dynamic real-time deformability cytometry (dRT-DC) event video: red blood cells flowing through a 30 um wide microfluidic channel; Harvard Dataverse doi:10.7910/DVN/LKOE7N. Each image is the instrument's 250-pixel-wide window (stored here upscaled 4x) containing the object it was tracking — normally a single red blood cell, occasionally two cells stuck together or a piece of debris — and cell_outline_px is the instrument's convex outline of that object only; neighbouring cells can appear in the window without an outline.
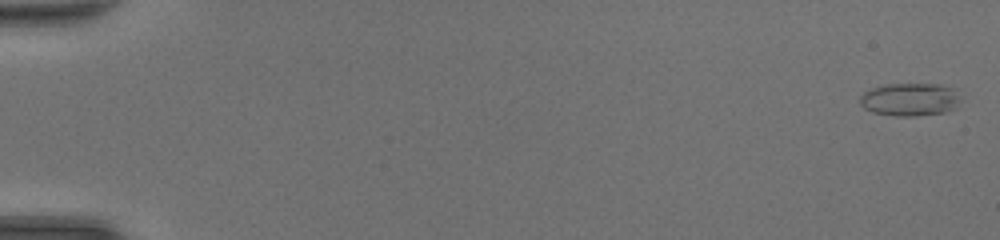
{"species": "common noctule bat (a hibernating species)", "species_latin": "Nyctalus noctula", "temperature_condition": "room temperature", "stored_images_in_passage": 48, "camera_frame_rate_fps": 3000, "um_per_image_px": 0.085, "animal": {"sex": "female", "body_mass_g": 20.0, "forearm_length_mm": 54.0}, "frame": {"image": 1, "passage_image": 1, "time_ms": 0.0, "image_size_px": [1000, 240], "cell_outline_px": [[960, 100], [956, 108], [948, 112], [916, 116], [896, 116], [872, 112], [864, 108], [860, 104], [860, 96], [864, 92], [872, 88], [884, 84], [940, 84], [952, 88], [960, 96]], "centroid_in_image_um": [77.36, 8.46], "position_along_channel_um": 7.6, "area_um2": 19.54}}
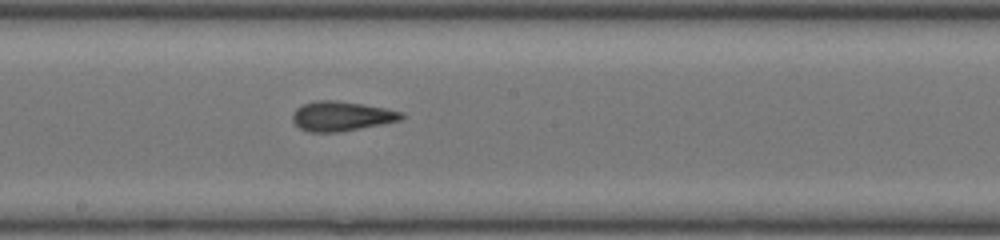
{"frame": {"image": 2, "passage_image": 28, "time_ms": 9.0, "image_size_px": [1000, 240], "cell_outline_px": [[404, 116], [400, 120], [384, 124], [336, 132], [308, 132], [300, 128], [292, 120], [292, 112], [296, 108], [304, 104], [316, 100], [336, 100], [384, 108], [404, 112]], "centroid_in_image_um": [29.0, 9.87], "position_along_channel_um": 219.2, "area_um2": 18.73}}
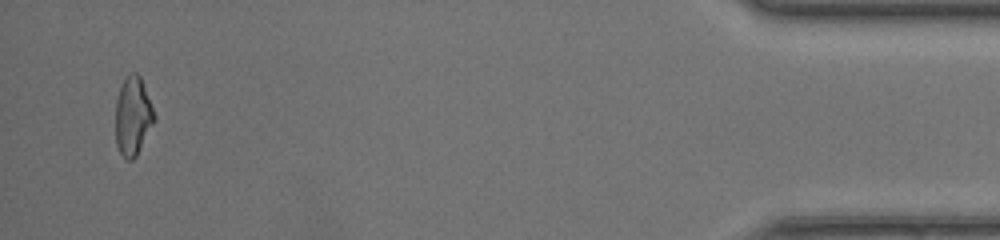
{"frame": {"image": 3, "passage_image": 47, "time_ms": 15.333, "image_size_px": [1000, 240], "cell_outline_px": [[156, 120], [136, 156], [132, 160], [128, 160], [120, 152], [116, 144], [116, 100], [120, 88], [124, 80], [132, 72], [136, 72], [140, 76], [156, 116]], "centroid_in_image_um": [11.31, 9.88], "position_along_channel_um": 423.9, "area_um2": 17.57}, "authors_computed_cell_mechanics": {"area_um2": 18.7272, "velocity_mm_per_s": 4.4363, "shape_relaxation_time_tau1_ms": null, "shape_relaxation_time_tau2_ms": 1.6329, "deformation_change_tau1": null, "deformation_change_tau2": 0.0844}}